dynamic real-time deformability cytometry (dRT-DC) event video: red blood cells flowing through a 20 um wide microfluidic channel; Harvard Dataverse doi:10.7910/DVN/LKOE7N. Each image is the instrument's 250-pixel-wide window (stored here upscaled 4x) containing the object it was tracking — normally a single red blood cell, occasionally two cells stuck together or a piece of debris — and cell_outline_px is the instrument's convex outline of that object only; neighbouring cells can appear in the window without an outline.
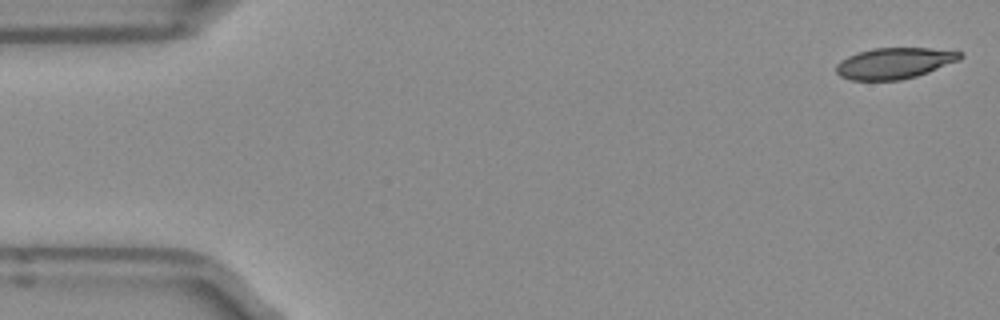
{"species": "Egyptian fruit bat (a non-hibernating species)", "species_latin": "Rousettus aegyptiacus", "temperature_condition": "room temperature", "stored_images_in_passage": 11, "camera_frame_rate_fps": 3000, "um_per_image_px": 0.085, "frame": {"image": 1, "passage_image": 1, "time_ms": 0.0, "image_size_px": [1000, 320], "cell_outline_px": [[964, 56], [960, 60], [928, 72], [916, 76], [900, 80], [852, 80], [840, 76], [836, 72], [836, 64], [840, 60], [856, 52], [872, 48], [928, 48], [960, 52]], "centroid_in_image_um": [75.99, 5.37], "position_along_channel_um": 9.0, "area_um2": 22.43}}